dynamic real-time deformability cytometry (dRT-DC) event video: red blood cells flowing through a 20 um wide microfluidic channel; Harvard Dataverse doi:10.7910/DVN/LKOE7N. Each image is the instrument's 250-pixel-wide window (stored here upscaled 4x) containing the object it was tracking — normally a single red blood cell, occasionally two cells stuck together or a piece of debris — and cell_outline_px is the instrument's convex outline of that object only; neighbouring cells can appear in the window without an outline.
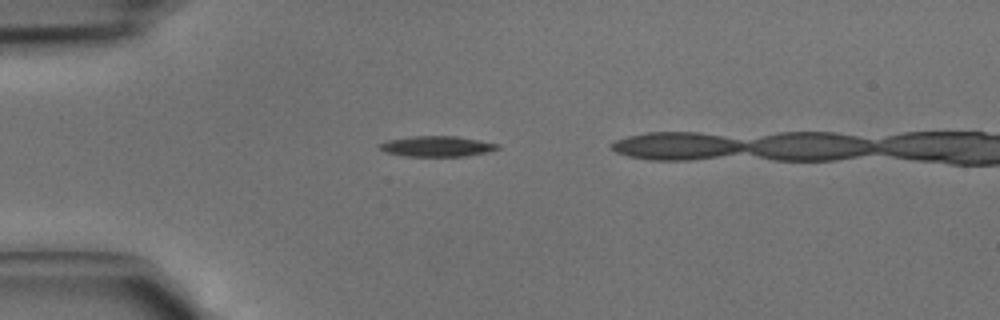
{"species": "common noctule bat (a hibernating species)", "species_latin": "Nyctalus noctula", "temperature_condition": "cold", "stored_images_in_passage": 3, "camera_frame_rate_fps": 3000, "um_per_image_px": 0.085, "animal": {"sex": "male", "body_mass_g": 15.6}, "frame": {"image": 1, "passage_image": 1, "time_ms": 0.0, "image_size_px": [1000, 320], "cell_outline_px": [[500, 148], [488, 152], [464, 156], [404, 156], [384, 152], [376, 144], [388, 140], [412, 136], [456, 136], [480, 140], [500, 144]], "centroid_in_image_um": [37.13, 12.43], "position_along_channel_um": 47.9, "area_um2": 14.22}}